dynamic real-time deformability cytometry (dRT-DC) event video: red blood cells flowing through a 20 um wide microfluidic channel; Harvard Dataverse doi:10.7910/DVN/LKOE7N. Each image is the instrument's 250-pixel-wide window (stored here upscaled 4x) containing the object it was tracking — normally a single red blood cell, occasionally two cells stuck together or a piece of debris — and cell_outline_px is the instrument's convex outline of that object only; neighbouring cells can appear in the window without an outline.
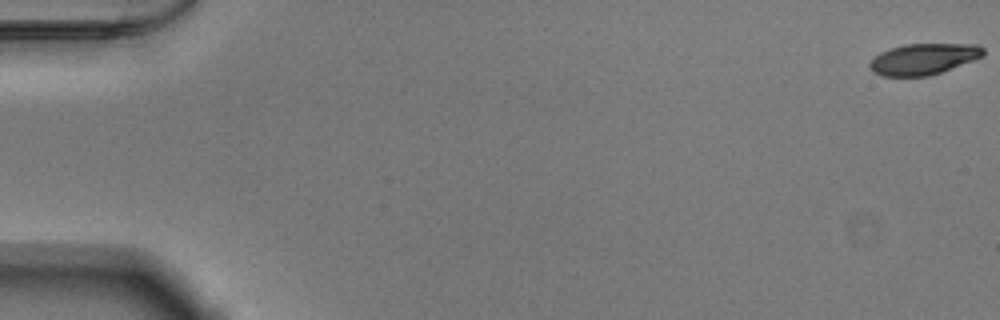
{"species": "Egyptian fruit bat (a non-hibernating species)", "species_latin": "Rousettus aegyptiacus", "temperature_condition": "warm", "stored_images_in_passage": 54, "camera_frame_rate_fps": 3000, "um_per_image_px": 0.085, "animal": {"sex": "male"}, "frame": {"image": 1, "passage_image": 1, "time_ms": 0.0, "image_size_px": [1000, 320], "cell_outline_px": [[984, 56], [940, 72], [928, 76], [880, 76], [872, 72], [868, 64], [880, 52], [904, 44], [976, 44], [984, 48]], "centroid_in_image_um": [78.48, 5.02], "position_along_channel_um": 6.5, "area_um2": 20.46}}
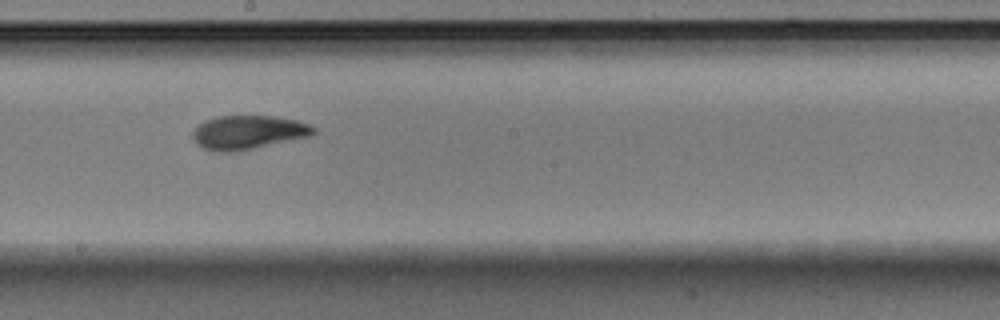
{"frame": {"image": 2, "passage_image": 31, "time_ms": 10.0, "image_size_px": [1000, 320], "cell_outline_px": [[316, 132], [308, 136], [252, 148], [232, 152], [212, 152], [200, 148], [196, 144], [192, 136], [192, 132], [200, 124], [216, 116], [272, 116], [296, 120], [308, 124], [316, 128]], "centroid_in_image_um": [21.03, 11.25], "position_along_channel_um": 227.2, "area_um2": 23.58}}
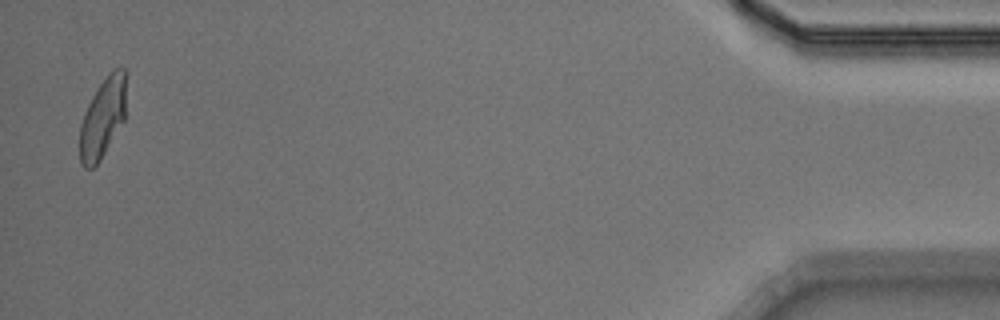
{"frame": {"image": 3, "passage_image": 53, "time_ms": 17.333, "image_size_px": [1000, 320], "cell_outline_px": [[128, 72], [124, 120], [100, 160], [92, 168], [84, 168], [80, 164], [80, 124], [84, 112], [96, 88], [108, 72], [112, 68], [124, 68]], "centroid_in_image_um": [8.76, 9.94], "position_along_channel_um": 426.4, "area_um2": 22.08}, "authors_computed_cell_mechanics": {"area_um2": 22.7732, "velocity_mm_per_s": 3.8598, "shape_relaxation_time_tau1_ms": 4.9699, "shape_relaxation_time_tau2_ms": 0.995, "deformation_change_tau1": 0.1852, "deformation_change_tau2": 0.0523}}